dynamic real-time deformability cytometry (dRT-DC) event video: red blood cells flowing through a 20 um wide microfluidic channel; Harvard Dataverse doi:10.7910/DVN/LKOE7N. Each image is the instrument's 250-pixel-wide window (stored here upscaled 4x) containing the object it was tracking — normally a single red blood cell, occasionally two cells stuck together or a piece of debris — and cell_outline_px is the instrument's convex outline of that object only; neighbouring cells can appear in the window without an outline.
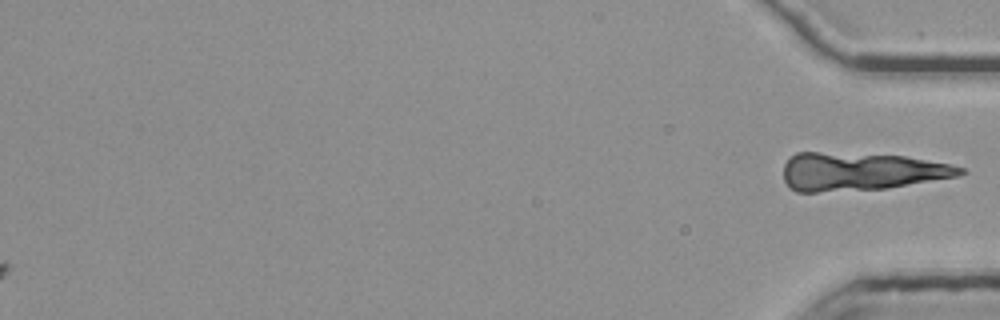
{"species": "common noctule bat (a hibernating species)", "species_latin": "Nyctalus noctula", "temperature_condition": "room temperature", "stored_images_in_passage": 56, "segment_of_instrument_passage": [2, 2], "camera_frame_rate_fps": 3000, "um_per_image_px": 0.085, "animal": {"sex": "female", "body_mass_g": 25.1}, "frame": {"image": 1, "passage_image": 56, "time_ms": 18.333, "image_size_px": [1000, 320], "cell_outline_px": [[968, 172], [956, 176], [888, 188], [816, 192], [796, 192], [784, 180], [784, 164], [796, 152], [820, 152], [904, 156], [952, 164], [964, 168]], "centroid_in_image_um": [73.17, 14.58], "position_along_channel_um": 362.0, "area_um2": 38.9}}